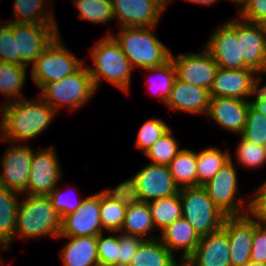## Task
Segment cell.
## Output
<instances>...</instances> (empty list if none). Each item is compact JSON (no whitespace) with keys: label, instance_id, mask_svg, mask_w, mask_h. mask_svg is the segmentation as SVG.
Wrapping results in <instances>:
<instances>
[{"label":"cell","instance_id":"cell-1","mask_svg":"<svg viewBox=\"0 0 266 266\" xmlns=\"http://www.w3.org/2000/svg\"><path fill=\"white\" fill-rule=\"evenodd\" d=\"M37 97L35 100L23 98L4 102L0 106V128L6 142L18 143L25 140L26 143L40 135L52 123L57 111L39 95Z\"/></svg>","mask_w":266,"mask_h":266},{"label":"cell","instance_id":"cell-2","mask_svg":"<svg viewBox=\"0 0 266 266\" xmlns=\"http://www.w3.org/2000/svg\"><path fill=\"white\" fill-rule=\"evenodd\" d=\"M91 51L94 67H88L95 89L98 91L103 79L129 93L133 67L109 32L97 41Z\"/></svg>","mask_w":266,"mask_h":266},{"label":"cell","instance_id":"cell-3","mask_svg":"<svg viewBox=\"0 0 266 266\" xmlns=\"http://www.w3.org/2000/svg\"><path fill=\"white\" fill-rule=\"evenodd\" d=\"M154 27H120L115 36L133 69H147L163 65L171 59L170 49L154 35Z\"/></svg>","mask_w":266,"mask_h":266},{"label":"cell","instance_id":"cell-4","mask_svg":"<svg viewBox=\"0 0 266 266\" xmlns=\"http://www.w3.org/2000/svg\"><path fill=\"white\" fill-rule=\"evenodd\" d=\"M16 212L15 238L34 239L51 237L57 239L61 231V218L53 208L48 196L23 195Z\"/></svg>","mask_w":266,"mask_h":266},{"label":"cell","instance_id":"cell-5","mask_svg":"<svg viewBox=\"0 0 266 266\" xmlns=\"http://www.w3.org/2000/svg\"><path fill=\"white\" fill-rule=\"evenodd\" d=\"M96 92L88 66L84 63L73 74L47 83L39 96L57 112L63 107L71 112L83 107Z\"/></svg>","mask_w":266,"mask_h":266},{"label":"cell","instance_id":"cell-6","mask_svg":"<svg viewBox=\"0 0 266 266\" xmlns=\"http://www.w3.org/2000/svg\"><path fill=\"white\" fill-rule=\"evenodd\" d=\"M179 197L182 217L200 237L222 229L227 216L219 210L202 186L181 188Z\"/></svg>","mask_w":266,"mask_h":266},{"label":"cell","instance_id":"cell-7","mask_svg":"<svg viewBox=\"0 0 266 266\" xmlns=\"http://www.w3.org/2000/svg\"><path fill=\"white\" fill-rule=\"evenodd\" d=\"M120 184L128 191L131 198L146 203L174 196L180 190L168 166L154 163L147 164Z\"/></svg>","mask_w":266,"mask_h":266},{"label":"cell","instance_id":"cell-8","mask_svg":"<svg viewBox=\"0 0 266 266\" xmlns=\"http://www.w3.org/2000/svg\"><path fill=\"white\" fill-rule=\"evenodd\" d=\"M85 61L70 52L60 34L40 54L32 65L31 77L37 87L42 89L47 83L61 80L77 71Z\"/></svg>","mask_w":266,"mask_h":266},{"label":"cell","instance_id":"cell-9","mask_svg":"<svg viewBox=\"0 0 266 266\" xmlns=\"http://www.w3.org/2000/svg\"><path fill=\"white\" fill-rule=\"evenodd\" d=\"M232 158L231 155V160L211 180L202 185L210 199L227 217L248 214L250 205V198L245 201L244 198L238 200L236 196L240 190L237 169Z\"/></svg>","mask_w":266,"mask_h":266},{"label":"cell","instance_id":"cell-10","mask_svg":"<svg viewBox=\"0 0 266 266\" xmlns=\"http://www.w3.org/2000/svg\"><path fill=\"white\" fill-rule=\"evenodd\" d=\"M16 37V55L20 65H33L40 54L60 34L57 24H27L12 22Z\"/></svg>","mask_w":266,"mask_h":266},{"label":"cell","instance_id":"cell-11","mask_svg":"<svg viewBox=\"0 0 266 266\" xmlns=\"http://www.w3.org/2000/svg\"><path fill=\"white\" fill-rule=\"evenodd\" d=\"M239 41V69L249 68L260 75L266 65V34L262 24L236 19Z\"/></svg>","mask_w":266,"mask_h":266},{"label":"cell","instance_id":"cell-12","mask_svg":"<svg viewBox=\"0 0 266 266\" xmlns=\"http://www.w3.org/2000/svg\"><path fill=\"white\" fill-rule=\"evenodd\" d=\"M56 153L52 146L33 151L29 182L23 194L48 196L56 188L63 176Z\"/></svg>","mask_w":266,"mask_h":266},{"label":"cell","instance_id":"cell-13","mask_svg":"<svg viewBox=\"0 0 266 266\" xmlns=\"http://www.w3.org/2000/svg\"><path fill=\"white\" fill-rule=\"evenodd\" d=\"M10 144L1 161L0 186L23 195L29 182L34 150L27 144Z\"/></svg>","mask_w":266,"mask_h":266},{"label":"cell","instance_id":"cell-14","mask_svg":"<svg viewBox=\"0 0 266 266\" xmlns=\"http://www.w3.org/2000/svg\"><path fill=\"white\" fill-rule=\"evenodd\" d=\"M176 68V77L183 82L210 90L218 65L204 47L201 52L171 54Z\"/></svg>","mask_w":266,"mask_h":266},{"label":"cell","instance_id":"cell-15","mask_svg":"<svg viewBox=\"0 0 266 266\" xmlns=\"http://www.w3.org/2000/svg\"><path fill=\"white\" fill-rule=\"evenodd\" d=\"M114 18L120 27H154L167 5L162 0H112Z\"/></svg>","mask_w":266,"mask_h":266},{"label":"cell","instance_id":"cell-16","mask_svg":"<svg viewBox=\"0 0 266 266\" xmlns=\"http://www.w3.org/2000/svg\"><path fill=\"white\" fill-rule=\"evenodd\" d=\"M100 214V192L85 197L75 212L62 218L57 240L62 237L98 236L103 233Z\"/></svg>","mask_w":266,"mask_h":266},{"label":"cell","instance_id":"cell-17","mask_svg":"<svg viewBox=\"0 0 266 266\" xmlns=\"http://www.w3.org/2000/svg\"><path fill=\"white\" fill-rule=\"evenodd\" d=\"M258 85L259 75L252 69H223L218 67L209 94L210 97L249 100Z\"/></svg>","mask_w":266,"mask_h":266},{"label":"cell","instance_id":"cell-18","mask_svg":"<svg viewBox=\"0 0 266 266\" xmlns=\"http://www.w3.org/2000/svg\"><path fill=\"white\" fill-rule=\"evenodd\" d=\"M222 229L230 242L231 266H245L250 261L254 238V218L248 213L226 217Z\"/></svg>","mask_w":266,"mask_h":266},{"label":"cell","instance_id":"cell-19","mask_svg":"<svg viewBox=\"0 0 266 266\" xmlns=\"http://www.w3.org/2000/svg\"><path fill=\"white\" fill-rule=\"evenodd\" d=\"M250 101L231 97H210L207 120L210 118L223 130L241 135L247 120Z\"/></svg>","mask_w":266,"mask_h":266},{"label":"cell","instance_id":"cell-20","mask_svg":"<svg viewBox=\"0 0 266 266\" xmlns=\"http://www.w3.org/2000/svg\"><path fill=\"white\" fill-rule=\"evenodd\" d=\"M212 55L218 67L239 69V41L236 34V19L226 21L213 31L204 46Z\"/></svg>","mask_w":266,"mask_h":266},{"label":"cell","instance_id":"cell-21","mask_svg":"<svg viewBox=\"0 0 266 266\" xmlns=\"http://www.w3.org/2000/svg\"><path fill=\"white\" fill-rule=\"evenodd\" d=\"M230 249L228 235L220 229L201 237L183 266H231Z\"/></svg>","mask_w":266,"mask_h":266},{"label":"cell","instance_id":"cell-22","mask_svg":"<svg viewBox=\"0 0 266 266\" xmlns=\"http://www.w3.org/2000/svg\"><path fill=\"white\" fill-rule=\"evenodd\" d=\"M210 103L209 90L175 78L165 105L174 111L188 114H207Z\"/></svg>","mask_w":266,"mask_h":266},{"label":"cell","instance_id":"cell-23","mask_svg":"<svg viewBox=\"0 0 266 266\" xmlns=\"http://www.w3.org/2000/svg\"><path fill=\"white\" fill-rule=\"evenodd\" d=\"M130 199V194L121 184L100 191V219L103 231H109V234L121 231Z\"/></svg>","mask_w":266,"mask_h":266},{"label":"cell","instance_id":"cell-24","mask_svg":"<svg viewBox=\"0 0 266 266\" xmlns=\"http://www.w3.org/2000/svg\"><path fill=\"white\" fill-rule=\"evenodd\" d=\"M160 233L158 238L175 257L176 251L181 250L182 259L180 261L182 263L193 254L201 239L194 228L183 217L176 219Z\"/></svg>","mask_w":266,"mask_h":266},{"label":"cell","instance_id":"cell-25","mask_svg":"<svg viewBox=\"0 0 266 266\" xmlns=\"http://www.w3.org/2000/svg\"><path fill=\"white\" fill-rule=\"evenodd\" d=\"M61 250L63 266H100L97 250L98 236H69Z\"/></svg>","mask_w":266,"mask_h":266},{"label":"cell","instance_id":"cell-26","mask_svg":"<svg viewBox=\"0 0 266 266\" xmlns=\"http://www.w3.org/2000/svg\"><path fill=\"white\" fill-rule=\"evenodd\" d=\"M154 229L148 203L131 198L127 204L126 215L120 232L149 240L159 237L151 235Z\"/></svg>","mask_w":266,"mask_h":266},{"label":"cell","instance_id":"cell-27","mask_svg":"<svg viewBox=\"0 0 266 266\" xmlns=\"http://www.w3.org/2000/svg\"><path fill=\"white\" fill-rule=\"evenodd\" d=\"M129 266H183L159 238L143 240Z\"/></svg>","mask_w":266,"mask_h":266},{"label":"cell","instance_id":"cell-28","mask_svg":"<svg viewBox=\"0 0 266 266\" xmlns=\"http://www.w3.org/2000/svg\"><path fill=\"white\" fill-rule=\"evenodd\" d=\"M21 195L0 186V245L9 248L15 239L16 212Z\"/></svg>","mask_w":266,"mask_h":266},{"label":"cell","instance_id":"cell-29","mask_svg":"<svg viewBox=\"0 0 266 266\" xmlns=\"http://www.w3.org/2000/svg\"><path fill=\"white\" fill-rule=\"evenodd\" d=\"M49 0H15L14 18L10 22L27 24H57ZM46 3V4H45ZM52 7V8H50ZM51 9V10H50Z\"/></svg>","mask_w":266,"mask_h":266},{"label":"cell","instance_id":"cell-30","mask_svg":"<svg viewBox=\"0 0 266 266\" xmlns=\"http://www.w3.org/2000/svg\"><path fill=\"white\" fill-rule=\"evenodd\" d=\"M231 160L229 151L218 147H207L197 151V186L211 180Z\"/></svg>","mask_w":266,"mask_h":266},{"label":"cell","instance_id":"cell-31","mask_svg":"<svg viewBox=\"0 0 266 266\" xmlns=\"http://www.w3.org/2000/svg\"><path fill=\"white\" fill-rule=\"evenodd\" d=\"M27 68V66L0 61V93L7 97L6 103L24 98L20 94L25 86Z\"/></svg>","mask_w":266,"mask_h":266},{"label":"cell","instance_id":"cell-32","mask_svg":"<svg viewBox=\"0 0 266 266\" xmlns=\"http://www.w3.org/2000/svg\"><path fill=\"white\" fill-rule=\"evenodd\" d=\"M168 168L180 189L197 187V152L182 148Z\"/></svg>","mask_w":266,"mask_h":266},{"label":"cell","instance_id":"cell-33","mask_svg":"<svg viewBox=\"0 0 266 266\" xmlns=\"http://www.w3.org/2000/svg\"><path fill=\"white\" fill-rule=\"evenodd\" d=\"M148 205L155 229L158 228L157 230L160 232L176 219L182 217L179 193L171 197L150 201Z\"/></svg>","mask_w":266,"mask_h":266},{"label":"cell","instance_id":"cell-34","mask_svg":"<svg viewBox=\"0 0 266 266\" xmlns=\"http://www.w3.org/2000/svg\"><path fill=\"white\" fill-rule=\"evenodd\" d=\"M79 19L105 25L114 21L112 0H73Z\"/></svg>","mask_w":266,"mask_h":266},{"label":"cell","instance_id":"cell-35","mask_svg":"<svg viewBox=\"0 0 266 266\" xmlns=\"http://www.w3.org/2000/svg\"><path fill=\"white\" fill-rule=\"evenodd\" d=\"M172 133L173 131L170 128L144 153L151 160L150 163L168 166L182 150V148L179 149V143Z\"/></svg>","mask_w":266,"mask_h":266},{"label":"cell","instance_id":"cell-36","mask_svg":"<svg viewBox=\"0 0 266 266\" xmlns=\"http://www.w3.org/2000/svg\"><path fill=\"white\" fill-rule=\"evenodd\" d=\"M144 70H146V73L156 72L158 74L156 80L151 82L152 84H150L151 86H149L148 89H150V91H152L153 93L157 94L156 96L165 105L168 97L170 96L173 82L176 78V68L172 59H170L163 65L147 68ZM149 81L150 79L147 82Z\"/></svg>","mask_w":266,"mask_h":266},{"label":"cell","instance_id":"cell-37","mask_svg":"<svg viewBox=\"0 0 266 266\" xmlns=\"http://www.w3.org/2000/svg\"><path fill=\"white\" fill-rule=\"evenodd\" d=\"M170 128L161 118H149L138 131L135 140L137 149L141 150L144 154Z\"/></svg>","mask_w":266,"mask_h":266},{"label":"cell","instance_id":"cell-38","mask_svg":"<svg viewBox=\"0 0 266 266\" xmlns=\"http://www.w3.org/2000/svg\"><path fill=\"white\" fill-rule=\"evenodd\" d=\"M236 160L241 166L247 168H256L266 164V147L255 145L242 136L236 146Z\"/></svg>","mask_w":266,"mask_h":266},{"label":"cell","instance_id":"cell-39","mask_svg":"<svg viewBox=\"0 0 266 266\" xmlns=\"http://www.w3.org/2000/svg\"><path fill=\"white\" fill-rule=\"evenodd\" d=\"M242 136L245 140L266 147V117L249 105Z\"/></svg>","mask_w":266,"mask_h":266},{"label":"cell","instance_id":"cell-40","mask_svg":"<svg viewBox=\"0 0 266 266\" xmlns=\"http://www.w3.org/2000/svg\"><path fill=\"white\" fill-rule=\"evenodd\" d=\"M100 233L97 239L98 259L100 266H119V234L111 236ZM118 234V235H116Z\"/></svg>","mask_w":266,"mask_h":266},{"label":"cell","instance_id":"cell-41","mask_svg":"<svg viewBox=\"0 0 266 266\" xmlns=\"http://www.w3.org/2000/svg\"><path fill=\"white\" fill-rule=\"evenodd\" d=\"M0 61L20 65V57L16 55V37L9 20L0 22Z\"/></svg>","mask_w":266,"mask_h":266},{"label":"cell","instance_id":"cell-42","mask_svg":"<svg viewBox=\"0 0 266 266\" xmlns=\"http://www.w3.org/2000/svg\"><path fill=\"white\" fill-rule=\"evenodd\" d=\"M236 4L240 19L260 24L266 20V0H236Z\"/></svg>","mask_w":266,"mask_h":266},{"label":"cell","instance_id":"cell-43","mask_svg":"<svg viewBox=\"0 0 266 266\" xmlns=\"http://www.w3.org/2000/svg\"><path fill=\"white\" fill-rule=\"evenodd\" d=\"M71 195H67L62 192V190L56 186V188L48 195L53 208L57 211L60 218L67 216L75 212L81 205L84 198L79 199L78 201L72 200Z\"/></svg>","mask_w":266,"mask_h":266},{"label":"cell","instance_id":"cell-44","mask_svg":"<svg viewBox=\"0 0 266 266\" xmlns=\"http://www.w3.org/2000/svg\"><path fill=\"white\" fill-rule=\"evenodd\" d=\"M119 266H129L142 238L119 232Z\"/></svg>","mask_w":266,"mask_h":266},{"label":"cell","instance_id":"cell-45","mask_svg":"<svg viewBox=\"0 0 266 266\" xmlns=\"http://www.w3.org/2000/svg\"><path fill=\"white\" fill-rule=\"evenodd\" d=\"M252 194L248 213L259 224L266 225V183L261 184Z\"/></svg>","mask_w":266,"mask_h":266},{"label":"cell","instance_id":"cell-46","mask_svg":"<svg viewBox=\"0 0 266 266\" xmlns=\"http://www.w3.org/2000/svg\"><path fill=\"white\" fill-rule=\"evenodd\" d=\"M250 260L266 263V225L259 224L255 219Z\"/></svg>","mask_w":266,"mask_h":266},{"label":"cell","instance_id":"cell-47","mask_svg":"<svg viewBox=\"0 0 266 266\" xmlns=\"http://www.w3.org/2000/svg\"><path fill=\"white\" fill-rule=\"evenodd\" d=\"M252 96L255 97L253 100H249L250 105L266 117V91L258 85Z\"/></svg>","mask_w":266,"mask_h":266},{"label":"cell","instance_id":"cell-48","mask_svg":"<svg viewBox=\"0 0 266 266\" xmlns=\"http://www.w3.org/2000/svg\"><path fill=\"white\" fill-rule=\"evenodd\" d=\"M184 1H187V2H190V3H197L199 5H205V6H210V5H213L215 4L216 2H218L219 0H184ZM231 2H233L234 4H236V0H229Z\"/></svg>","mask_w":266,"mask_h":266},{"label":"cell","instance_id":"cell-49","mask_svg":"<svg viewBox=\"0 0 266 266\" xmlns=\"http://www.w3.org/2000/svg\"><path fill=\"white\" fill-rule=\"evenodd\" d=\"M264 73H266V65L264 66L263 70L261 71V73L259 75V85L262 89H264L266 91V83L263 86H261V81L263 80L261 75Z\"/></svg>","mask_w":266,"mask_h":266},{"label":"cell","instance_id":"cell-50","mask_svg":"<svg viewBox=\"0 0 266 266\" xmlns=\"http://www.w3.org/2000/svg\"><path fill=\"white\" fill-rule=\"evenodd\" d=\"M245 266H266V263L249 261Z\"/></svg>","mask_w":266,"mask_h":266},{"label":"cell","instance_id":"cell-51","mask_svg":"<svg viewBox=\"0 0 266 266\" xmlns=\"http://www.w3.org/2000/svg\"><path fill=\"white\" fill-rule=\"evenodd\" d=\"M0 248L3 249V250H9V249H10L9 247H7V246H3V245H0ZM2 260H3V259L1 258V255H0V263H1V264H2V262H3ZM1 264H0V265H1Z\"/></svg>","mask_w":266,"mask_h":266},{"label":"cell","instance_id":"cell-52","mask_svg":"<svg viewBox=\"0 0 266 266\" xmlns=\"http://www.w3.org/2000/svg\"><path fill=\"white\" fill-rule=\"evenodd\" d=\"M5 141L6 142V140H5V137H4V135H3V132H2V129L0 128V141Z\"/></svg>","mask_w":266,"mask_h":266},{"label":"cell","instance_id":"cell-53","mask_svg":"<svg viewBox=\"0 0 266 266\" xmlns=\"http://www.w3.org/2000/svg\"><path fill=\"white\" fill-rule=\"evenodd\" d=\"M261 24H262V26L264 28V31H265V34H266V20L263 23H261Z\"/></svg>","mask_w":266,"mask_h":266},{"label":"cell","instance_id":"cell-54","mask_svg":"<svg viewBox=\"0 0 266 266\" xmlns=\"http://www.w3.org/2000/svg\"><path fill=\"white\" fill-rule=\"evenodd\" d=\"M167 6L169 5V3H171L172 0H162Z\"/></svg>","mask_w":266,"mask_h":266}]
</instances>
